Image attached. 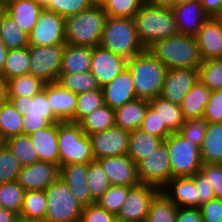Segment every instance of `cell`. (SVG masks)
<instances>
[{
    "label": "cell",
    "mask_w": 222,
    "mask_h": 222,
    "mask_svg": "<svg viewBox=\"0 0 222 222\" xmlns=\"http://www.w3.org/2000/svg\"><path fill=\"white\" fill-rule=\"evenodd\" d=\"M147 50L168 69H198L202 63L195 36L177 34L155 41Z\"/></svg>",
    "instance_id": "obj_1"
},
{
    "label": "cell",
    "mask_w": 222,
    "mask_h": 222,
    "mask_svg": "<svg viewBox=\"0 0 222 222\" xmlns=\"http://www.w3.org/2000/svg\"><path fill=\"white\" fill-rule=\"evenodd\" d=\"M132 74L136 97L150 100L159 96L168 68L147 49L127 61Z\"/></svg>",
    "instance_id": "obj_2"
},
{
    "label": "cell",
    "mask_w": 222,
    "mask_h": 222,
    "mask_svg": "<svg viewBox=\"0 0 222 222\" xmlns=\"http://www.w3.org/2000/svg\"><path fill=\"white\" fill-rule=\"evenodd\" d=\"M132 19L137 36L145 49L155 41L179 34L170 7H152L144 4Z\"/></svg>",
    "instance_id": "obj_3"
},
{
    "label": "cell",
    "mask_w": 222,
    "mask_h": 222,
    "mask_svg": "<svg viewBox=\"0 0 222 222\" xmlns=\"http://www.w3.org/2000/svg\"><path fill=\"white\" fill-rule=\"evenodd\" d=\"M106 19V12L100 4H93L89 9L65 18L66 44L99 46Z\"/></svg>",
    "instance_id": "obj_4"
},
{
    "label": "cell",
    "mask_w": 222,
    "mask_h": 222,
    "mask_svg": "<svg viewBox=\"0 0 222 222\" xmlns=\"http://www.w3.org/2000/svg\"><path fill=\"white\" fill-rule=\"evenodd\" d=\"M100 46L126 60L142 53L145 47L140 42L132 18L107 16Z\"/></svg>",
    "instance_id": "obj_5"
},
{
    "label": "cell",
    "mask_w": 222,
    "mask_h": 222,
    "mask_svg": "<svg viewBox=\"0 0 222 222\" xmlns=\"http://www.w3.org/2000/svg\"><path fill=\"white\" fill-rule=\"evenodd\" d=\"M57 143L60 165L89 164L95 160L89 136L78 123L58 122Z\"/></svg>",
    "instance_id": "obj_6"
},
{
    "label": "cell",
    "mask_w": 222,
    "mask_h": 222,
    "mask_svg": "<svg viewBox=\"0 0 222 222\" xmlns=\"http://www.w3.org/2000/svg\"><path fill=\"white\" fill-rule=\"evenodd\" d=\"M14 108L23 116V134L30 135L53 123L62 122L47 100V83L33 97H8Z\"/></svg>",
    "instance_id": "obj_7"
},
{
    "label": "cell",
    "mask_w": 222,
    "mask_h": 222,
    "mask_svg": "<svg viewBox=\"0 0 222 222\" xmlns=\"http://www.w3.org/2000/svg\"><path fill=\"white\" fill-rule=\"evenodd\" d=\"M45 195L46 222H80L83 206L61 177L45 189Z\"/></svg>",
    "instance_id": "obj_8"
},
{
    "label": "cell",
    "mask_w": 222,
    "mask_h": 222,
    "mask_svg": "<svg viewBox=\"0 0 222 222\" xmlns=\"http://www.w3.org/2000/svg\"><path fill=\"white\" fill-rule=\"evenodd\" d=\"M168 147L172 178L192 177L203 165L200 147L189 141L180 131L171 133L165 140Z\"/></svg>",
    "instance_id": "obj_9"
},
{
    "label": "cell",
    "mask_w": 222,
    "mask_h": 222,
    "mask_svg": "<svg viewBox=\"0 0 222 222\" xmlns=\"http://www.w3.org/2000/svg\"><path fill=\"white\" fill-rule=\"evenodd\" d=\"M65 44L52 46L29 45V73L41 78L45 83H55L61 68L62 53Z\"/></svg>",
    "instance_id": "obj_10"
},
{
    "label": "cell",
    "mask_w": 222,
    "mask_h": 222,
    "mask_svg": "<svg viewBox=\"0 0 222 222\" xmlns=\"http://www.w3.org/2000/svg\"><path fill=\"white\" fill-rule=\"evenodd\" d=\"M137 172L140 183L153 185L160 190L170 181L172 169L165 142L137 164Z\"/></svg>",
    "instance_id": "obj_11"
},
{
    "label": "cell",
    "mask_w": 222,
    "mask_h": 222,
    "mask_svg": "<svg viewBox=\"0 0 222 222\" xmlns=\"http://www.w3.org/2000/svg\"><path fill=\"white\" fill-rule=\"evenodd\" d=\"M160 191L158 187L142 183L131 187L116 215L117 222H145L150 204Z\"/></svg>",
    "instance_id": "obj_12"
},
{
    "label": "cell",
    "mask_w": 222,
    "mask_h": 222,
    "mask_svg": "<svg viewBox=\"0 0 222 222\" xmlns=\"http://www.w3.org/2000/svg\"><path fill=\"white\" fill-rule=\"evenodd\" d=\"M31 46L66 44L65 18L53 11L43 9L36 25L28 35Z\"/></svg>",
    "instance_id": "obj_13"
},
{
    "label": "cell",
    "mask_w": 222,
    "mask_h": 222,
    "mask_svg": "<svg viewBox=\"0 0 222 222\" xmlns=\"http://www.w3.org/2000/svg\"><path fill=\"white\" fill-rule=\"evenodd\" d=\"M129 133L127 130L113 126L107 130L89 135L95 160L127 154Z\"/></svg>",
    "instance_id": "obj_14"
},
{
    "label": "cell",
    "mask_w": 222,
    "mask_h": 222,
    "mask_svg": "<svg viewBox=\"0 0 222 222\" xmlns=\"http://www.w3.org/2000/svg\"><path fill=\"white\" fill-rule=\"evenodd\" d=\"M127 61L100 45L95 46L92 52L90 72L102 88L127 68Z\"/></svg>",
    "instance_id": "obj_15"
},
{
    "label": "cell",
    "mask_w": 222,
    "mask_h": 222,
    "mask_svg": "<svg viewBox=\"0 0 222 222\" xmlns=\"http://www.w3.org/2000/svg\"><path fill=\"white\" fill-rule=\"evenodd\" d=\"M198 80V69H168L160 96L180 106L188 91Z\"/></svg>",
    "instance_id": "obj_16"
},
{
    "label": "cell",
    "mask_w": 222,
    "mask_h": 222,
    "mask_svg": "<svg viewBox=\"0 0 222 222\" xmlns=\"http://www.w3.org/2000/svg\"><path fill=\"white\" fill-rule=\"evenodd\" d=\"M59 173L57 164L38 161L22 167L16 181L25 191L45 190L59 178Z\"/></svg>",
    "instance_id": "obj_17"
},
{
    "label": "cell",
    "mask_w": 222,
    "mask_h": 222,
    "mask_svg": "<svg viewBox=\"0 0 222 222\" xmlns=\"http://www.w3.org/2000/svg\"><path fill=\"white\" fill-rule=\"evenodd\" d=\"M111 185L135 187L140 184L137 165L128 154L97 160Z\"/></svg>",
    "instance_id": "obj_18"
},
{
    "label": "cell",
    "mask_w": 222,
    "mask_h": 222,
    "mask_svg": "<svg viewBox=\"0 0 222 222\" xmlns=\"http://www.w3.org/2000/svg\"><path fill=\"white\" fill-rule=\"evenodd\" d=\"M195 38L203 61L222 59V20L209 17Z\"/></svg>",
    "instance_id": "obj_19"
},
{
    "label": "cell",
    "mask_w": 222,
    "mask_h": 222,
    "mask_svg": "<svg viewBox=\"0 0 222 222\" xmlns=\"http://www.w3.org/2000/svg\"><path fill=\"white\" fill-rule=\"evenodd\" d=\"M171 9L179 34L195 36L209 18L199 0L174 4Z\"/></svg>",
    "instance_id": "obj_20"
},
{
    "label": "cell",
    "mask_w": 222,
    "mask_h": 222,
    "mask_svg": "<svg viewBox=\"0 0 222 222\" xmlns=\"http://www.w3.org/2000/svg\"><path fill=\"white\" fill-rule=\"evenodd\" d=\"M104 104L112 109L124 106L135 99V87L128 68L123 70L113 81L102 87Z\"/></svg>",
    "instance_id": "obj_21"
},
{
    "label": "cell",
    "mask_w": 222,
    "mask_h": 222,
    "mask_svg": "<svg viewBox=\"0 0 222 222\" xmlns=\"http://www.w3.org/2000/svg\"><path fill=\"white\" fill-rule=\"evenodd\" d=\"M88 164H68L60 165L59 177H61L70 187L72 194L82 206L95 203L92 198L87 183Z\"/></svg>",
    "instance_id": "obj_22"
},
{
    "label": "cell",
    "mask_w": 222,
    "mask_h": 222,
    "mask_svg": "<svg viewBox=\"0 0 222 222\" xmlns=\"http://www.w3.org/2000/svg\"><path fill=\"white\" fill-rule=\"evenodd\" d=\"M177 207H197V186L192 177H175L161 189Z\"/></svg>",
    "instance_id": "obj_23"
},
{
    "label": "cell",
    "mask_w": 222,
    "mask_h": 222,
    "mask_svg": "<svg viewBox=\"0 0 222 222\" xmlns=\"http://www.w3.org/2000/svg\"><path fill=\"white\" fill-rule=\"evenodd\" d=\"M58 123L37 130L29 135L38 155L39 161L51 162L60 167V156L57 143Z\"/></svg>",
    "instance_id": "obj_24"
},
{
    "label": "cell",
    "mask_w": 222,
    "mask_h": 222,
    "mask_svg": "<svg viewBox=\"0 0 222 222\" xmlns=\"http://www.w3.org/2000/svg\"><path fill=\"white\" fill-rule=\"evenodd\" d=\"M5 3L6 13L29 35L44 9L42 3L31 0H5Z\"/></svg>",
    "instance_id": "obj_25"
},
{
    "label": "cell",
    "mask_w": 222,
    "mask_h": 222,
    "mask_svg": "<svg viewBox=\"0 0 222 222\" xmlns=\"http://www.w3.org/2000/svg\"><path fill=\"white\" fill-rule=\"evenodd\" d=\"M47 100L55 115L63 122L74 123L77 95L55 83H47Z\"/></svg>",
    "instance_id": "obj_26"
},
{
    "label": "cell",
    "mask_w": 222,
    "mask_h": 222,
    "mask_svg": "<svg viewBox=\"0 0 222 222\" xmlns=\"http://www.w3.org/2000/svg\"><path fill=\"white\" fill-rule=\"evenodd\" d=\"M93 48L65 44L62 53L60 74L90 71Z\"/></svg>",
    "instance_id": "obj_27"
},
{
    "label": "cell",
    "mask_w": 222,
    "mask_h": 222,
    "mask_svg": "<svg viewBox=\"0 0 222 222\" xmlns=\"http://www.w3.org/2000/svg\"><path fill=\"white\" fill-rule=\"evenodd\" d=\"M148 106L149 100L137 98L124 106L116 108L114 110L115 126L128 132L139 129L145 118Z\"/></svg>",
    "instance_id": "obj_28"
},
{
    "label": "cell",
    "mask_w": 222,
    "mask_h": 222,
    "mask_svg": "<svg viewBox=\"0 0 222 222\" xmlns=\"http://www.w3.org/2000/svg\"><path fill=\"white\" fill-rule=\"evenodd\" d=\"M211 92L200 80L191 87L180 105L185 121L203 116Z\"/></svg>",
    "instance_id": "obj_29"
},
{
    "label": "cell",
    "mask_w": 222,
    "mask_h": 222,
    "mask_svg": "<svg viewBox=\"0 0 222 222\" xmlns=\"http://www.w3.org/2000/svg\"><path fill=\"white\" fill-rule=\"evenodd\" d=\"M149 105L155 110L161 124H164L171 133H178L180 131L185 119L179 105L160 95L150 99Z\"/></svg>",
    "instance_id": "obj_30"
},
{
    "label": "cell",
    "mask_w": 222,
    "mask_h": 222,
    "mask_svg": "<svg viewBox=\"0 0 222 222\" xmlns=\"http://www.w3.org/2000/svg\"><path fill=\"white\" fill-rule=\"evenodd\" d=\"M203 164H222V123H208L200 146Z\"/></svg>",
    "instance_id": "obj_31"
},
{
    "label": "cell",
    "mask_w": 222,
    "mask_h": 222,
    "mask_svg": "<svg viewBox=\"0 0 222 222\" xmlns=\"http://www.w3.org/2000/svg\"><path fill=\"white\" fill-rule=\"evenodd\" d=\"M163 142L164 140L162 138L137 129L129 133V148L127 154L137 165Z\"/></svg>",
    "instance_id": "obj_32"
},
{
    "label": "cell",
    "mask_w": 222,
    "mask_h": 222,
    "mask_svg": "<svg viewBox=\"0 0 222 222\" xmlns=\"http://www.w3.org/2000/svg\"><path fill=\"white\" fill-rule=\"evenodd\" d=\"M23 116L7 100L0 103V136L3 141L23 134Z\"/></svg>",
    "instance_id": "obj_33"
},
{
    "label": "cell",
    "mask_w": 222,
    "mask_h": 222,
    "mask_svg": "<svg viewBox=\"0 0 222 222\" xmlns=\"http://www.w3.org/2000/svg\"><path fill=\"white\" fill-rule=\"evenodd\" d=\"M29 47L8 50L4 68L0 76L9 80L29 73Z\"/></svg>",
    "instance_id": "obj_34"
},
{
    "label": "cell",
    "mask_w": 222,
    "mask_h": 222,
    "mask_svg": "<svg viewBox=\"0 0 222 222\" xmlns=\"http://www.w3.org/2000/svg\"><path fill=\"white\" fill-rule=\"evenodd\" d=\"M88 136L115 126L114 109L106 104L97 108L78 123Z\"/></svg>",
    "instance_id": "obj_35"
},
{
    "label": "cell",
    "mask_w": 222,
    "mask_h": 222,
    "mask_svg": "<svg viewBox=\"0 0 222 222\" xmlns=\"http://www.w3.org/2000/svg\"><path fill=\"white\" fill-rule=\"evenodd\" d=\"M63 89L70 91L73 94H81L94 89H102L97 79L93 74L88 71L84 73H68L59 74L58 80L56 82Z\"/></svg>",
    "instance_id": "obj_36"
},
{
    "label": "cell",
    "mask_w": 222,
    "mask_h": 222,
    "mask_svg": "<svg viewBox=\"0 0 222 222\" xmlns=\"http://www.w3.org/2000/svg\"><path fill=\"white\" fill-rule=\"evenodd\" d=\"M46 83L32 74H24L7 80L8 97H33L44 89Z\"/></svg>",
    "instance_id": "obj_37"
},
{
    "label": "cell",
    "mask_w": 222,
    "mask_h": 222,
    "mask_svg": "<svg viewBox=\"0 0 222 222\" xmlns=\"http://www.w3.org/2000/svg\"><path fill=\"white\" fill-rule=\"evenodd\" d=\"M0 39L7 50L29 46L28 35L7 13L3 16L0 24Z\"/></svg>",
    "instance_id": "obj_38"
},
{
    "label": "cell",
    "mask_w": 222,
    "mask_h": 222,
    "mask_svg": "<svg viewBox=\"0 0 222 222\" xmlns=\"http://www.w3.org/2000/svg\"><path fill=\"white\" fill-rule=\"evenodd\" d=\"M178 207L160 191L152 200L145 222H176Z\"/></svg>",
    "instance_id": "obj_39"
},
{
    "label": "cell",
    "mask_w": 222,
    "mask_h": 222,
    "mask_svg": "<svg viewBox=\"0 0 222 222\" xmlns=\"http://www.w3.org/2000/svg\"><path fill=\"white\" fill-rule=\"evenodd\" d=\"M46 210L47 199L45 190H31L25 192L19 214L20 216L45 221Z\"/></svg>",
    "instance_id": "obj_40"
},
{
    "label": "cell",
    "mask_w": 222,
    "mask_h": 222,
    "mask_svg": "<svg viewBox=\"0 0 222 222\" xmlns=\"http://www.w3.org/2000/svg\"><path fill=\"white\" fill-rule=\"evenodd\" d=\"M22 167L38 162V155L29 135H18L4 141Z\"/></svg>",
    "instance_id": "obj_41"
},
{
    "label": "cell",
    "mask_w": 222,
    "mask_h": 222,
    "mask_svg": "<svg viewBox=\"0 0 222 222\" xmlns=\"http://www.w3.org/2000/svg\"><path fill=\"white\" fill-rule=\"evenodd\" d=\"M25 192L17 181L0 184V207L20 214Z\"/></svg>",
    "instance_id": "obj_42"
},
{
    "label": "cell",
    "mask_w": 222,
    "mask_h": 222,
    "mask_svg": "<svg viewBox=\"0 0 222 222\" xmlns=\"http://www.w3.org/2000/svg\"><path fill=\"white\" fill-rule=\"evenodd\" d=\"M104 105L102 89H94L77 95L74 123H79L84 117Z\"/></svg>",
    "instance_id": "obj_43"
},
{
    "label": "cell",
    "mask_w": 222,
    "mask_h": 222,
    "mask_svg": "<svg viewBox=\"0 0 222 222\" xmlns=\"http://www.w3.org/2000/svg\"><path fill=\"white\" fill-rule=\"evenodd\" d=\"M198 79L211 91L222 90V59L202 61L198 68Z\"/></svg>",
    "instance_id": "obj_44"
},
{
    "label": "cell",
    "mask_w": 222,
    "mask_h": 222,
    "mask_svg": "<svg viewBox=\"0 0 222 222\" xmlns=\"http://www.w3.org/2000/svg\"><path fill=\"white\" fill-rule=\"evenodd\" d=\"M41 3L44 9L64 18L87 10L94 4L91 0H42Z\"/></svg>",
    "instance_id": "obj_45"
},
{
    "label": "cell",
    "mask_w": 222,
    "mask_h": 222,
    "mask_svg": "<svg viewBox=\"0 0 222 222\" xmlns=\"http://www.w3.org/2000/svg\"><path fill=\"white\" fill-rule=\"evenodd\" d=\"M144 4V0H103L100 5L107 16L132 18Z\"/></svg>",
    "instance_id": "obj_46"
},
{
    "label": "cell",
    "mask_w": 222,
    "mask_h": 222,
    "mask_svg": "<svg viewBox=\"0 0 222 222\" xmlns=\"http://www.w3.org/2000/svg\"><path fill=\"white\" fill-rule=\"evenodd\" d=\"M87 183L90 194L95 201L111 186L102 166L96 160L88 164Z\"/></svg>",
    "instance_id": "obj_47"
},
{
    "label": "cell",
    "mask_w": 222,
    "mask_h": 222,
    "mask_svg": "<svg viewBox=\"0 0 222 222\" xmlns=\"http://www.w3.org/2000/svg\"><path fill=\"white\" fill-rule=\"evenodd\" d=\"M130 188L131 187L121 185H111L109 189L96 200V203L108 212L117 215L125 202Z\"/></svg>",
    "instance_id": "obj_48"
},
{
    "label": "cell",
    "mask_w": 222,
    "mask_h": 222,
    "mask_svg": "<svg viewBox=\"0 0 222 222\" xmlns=\"http://www.w3.org/2000/svg\"><path fill=\"white\" fill-rule=\"evenodd\" d=\"M22 165L5 143L0 146V184L16 181Z\"/></svg>",
    "instance_id": "obj_49"
},
{
    "label": "cell",
    "mask_w": 222,
    "mask_h": 222,
    "mask_svg": "<svg viewBox=\"0 0 222 222\" xmlns=\"http://www.w3.org/2000/svg\"><path fill=\"white\" fill-rule=\"evenodd\" d=\"M208 122L203 118L189 119L184 122L180 132L198 147L203 143Z\"/></svg>",
    "instance_id": "obj_50"
},
{
    "label": "cell",
    "mask_w": 222,
    "mask_h": 222,
    "mask_svg": "<svg viewBox=\"0 0 222 222\" xmlns=\"http://www.w3.org/2000/svg\"><path fill=\"white\" fill-rule=\"evenodd\" d=\"M146 133L156 135L163 140H165L171 132L165 127L164 124H161V121L156 115L155 110L149 105L145 114V118L142 121L140 128Z\"/></svg>",
    "instance_id": "obj_51"
},
{
    "label": "cell",
    "mask_w": 222,
    "mask_h": 222,
    "mask_svg": "<svg viewBox=\"0 0 222 222\" xmlns=\"http://www.w3.org/2000/svg\"><path fill=\"white\" fill-rule=\"evenodd\" d=\"M200 172L208 179V184L212 187L215 198L222 200V164H203Z\"/></svg>",
    "instance_id": "obj_52"
},
{
    "label": "cell",
    "mask_w": 222,
    "mask_h": 222,
    "mask_svg": "<svg viewBox=\"0 0 222 222\" xmlns=\"http://www.w3.org/2000/svg\"><path fill=\"white\" fill-rule=\"evenodd\" d=\"M80 222H117L116 215L100 207L96 202L83 206Z\"/></svg>",
    "instance_id": "obj_53"
},
{
    "label": "cell",
    "mask_w": 222,
    "mask_h": 222,
    "mask_svg": "<svg viewBox=\"0 0 222 222\" xmlns=\"http://www.w3.org/2000/svg\"><path fill=\"white\" fill-rule=\"evenodd\" d=\"M202 117L208 123H222V90L211 92Z\"/></svg>",
    "instance_id": "obj_54"
},
{
    "label": "cell",
    "mask_w": 222,
    "mask_h": 222,
    "mask_svg": "<svg viewBox=\"0 0 222 222\" xmlns=\"http://www.w3.org/2000/svg\"><path fill=\"white\" fill-rule=\"evenodd\" d=\"M204 222H222V200L214 198L200 207Z\"/></svg>",
    "instance_id": "obj_55"
},
{
    "label": "cell",
    "mask_w": 222,
    "mask_h": 222,
    "mask_svg": "<svg viewBox=\"0 0 222 222\" xmlns=\"http://www.w3.org/2000/svg\"><path fill=\"white\" fill-rule=\"evenodd\" d=\"M197 186L198 208L203 204L215 198L212 187L208 184V179L201 173L197 172L192 176Z\"/></svg>",
    "instance_id": "obj_56"
},
{
    "label": "cell",
    "mask_w": 222,
    "mask_h": 222,
    "mask_svg": "<svg viewBox=\"0 0 222 222\" xmlns=\"http://www.w3.org/2000/svg\"><path fill=\"white\" fill-rule=\"evenodd\" d=\"M176 222H204L200 208L178 207Z\"/></svg>",
    "instance_id": "obj_57"
},
{
    "label": "cell",
    "mask_w": 222,
    "mask_h": 222,
    "mask_svg": "<svg viewBox=\"0 0 222 222\" xmlns=\"http://www.w3.org/2000/svg\"><path fill=\"white\" fill-rule=\"evenodd\" d=\"M221 1L222 0H199L203 6L204 12L209 17H214L218 13Z\"/></svg>",
    "instance_id": "obj_58"
},
{
    "label": "cell",
    "mask_w": 222,
    "mask_h": 222,
    "mask_svg": "<svg viewBox=\"0 0 222 222\" xmlns=\"http://www.w3.org/2000/svg\"><path fill=\"white\" fill-rule=\"evenodd\" d=\"M19 214L0 207V222H16Z\"/></svg>",
    "instance_id": "obj_59"
},
{
    "label": "cell",
    "mask_w": 222,
    "mask_h": 222,
    "mask_svg": "<svg viewBox=\"0 0 222 222\" xmlns=\"http://www.w3.org/2000/svg\"><path fill=\"white\" fill-rule=\"evenodd\" d=\"M146 5L152 7H172L175 3V0H144Z\"/></svg>",
    "instance_id": "obj_60"
},
{
    "label": "cell",
    "mask_w": 222,
    "mask_h": 222,
    "mask_svg": "<svg viewBox=\"0 0 222 222\" xmlns=\"http://www.w3.org/2000/svg\"><path fill=\"white\" fill-rule=\"evenodd\" d=\"M8 100L7 81L0 76V103Z\"/></svg>",
    "instance_id": "obj_61"
},
{
    "label": "cell",
    "mask_w": 222,
    "mask_h": 222,
    "mask_svg": "<svg viewBox=\"0 0 222 222\" xmlns=\"http://www.w3.org/2000/svg\"><path fill=\"white\" fill-rule=\"evenodd\" d=\"M7 52H8V50H7L6 46L4 45L2 40L0 39V74L4 68V65H5Z\"/></svg>",
    "instance_id": "obj_62"
},
{
    "label": "cell",
    "mask_w": 222,
    "mask_h": 222,
    "mask_svg": "<svg viewBox=\"0 0 222 222\" xmlns=\"http://www.w3.org/2000/svg\"><path fill=\"white\" fill-rule=\"evenodd\" d=\"M6 14V3L5 0H0V24L3 16Z\"/></svg>",
    "instance_id": "obj_63"
},
{
    "label": "cell",
    "mask_w": 222,
    "mask_h": 222,
    "mask_svg": "<svg viewBox=\"0 0 222 222\" xmlns=\"http://www.w3.org/2000/svg\"><path fill=\"white\" fill-rule=\"evenodd\" d=\"M16 222H46V221L26 218V217H22V216L19 215Z\"/></svg>",
    "instance_id": "obj_64"
},
{
    "label": "cell",
    "mask_w": 222,
    "mask_h": 222,
    "mask_svg": "<svg viewBox=\"0 0 222 222\" xmlns=\"http://www.w3.org/2000/svg\"><path fill=\"white\" fill-rule=\"evenodd\" d=\"M214 17L217 18V19L222 20V1H221L220 6H219L218 13Z\"/></svg>",
    "instance_id": "obj_65"
},
{
    "label": "cell",
    "mask_w": 222,
    "mask_h": 222,
    "mask_svg": "<svg viewBox=\"0 0 222 222\" xmlns=\"http://www.w3.org/2000/svg\"><path fill=\"white\" fill-rule=\"evenodd\" d=\"M198 1V0H175L174 4H183L187 2Z\"/></svg>",
    "instance_id": "obj_66"
},
{
    "label": "cell",
    "mask_w": 222,
    "mask_h": 222,
    "mask_svg": "<svg viewBox=\"0 0 222 222\" xmlns=\"http://www.w3.org/2000/svg\"><path fill=\"white\" fill-rule=\"evenodd\" d=\"M94 4H101L103 0H91Z\"/></svg>",
    "instance_id": "obj_67"
},
{
    "label": "cell",
    "mask_w": 222,
    "mask_h": 222,
    "mask_svg": "<svg viewBox=\"0 0 222 222\" xmlns=\"http://www.w3.org/2000/svg\"><path fill=\"white\" fill-rule=\"evenodd\" d=\"M4 141L2 140L1 136H0V146L3 145Z\"/></svg>",
    "instance_id": "obj_68"
},
{
    "label": "cell",
    "mask_w": 222,
    "mask_h": 222,
    "mask_svg": "<svg viewBox=\"0 0 222 222\" xmlns=\"http://www.w3.org/2000/svg\"><path fill=\"white\" fill-rule=\"evenodd\" d=\"M31 1H36V2H40V3L42 2V0H31Z\"/></svg>",
    "instance_id": "obj_69"
}]
</instances>
